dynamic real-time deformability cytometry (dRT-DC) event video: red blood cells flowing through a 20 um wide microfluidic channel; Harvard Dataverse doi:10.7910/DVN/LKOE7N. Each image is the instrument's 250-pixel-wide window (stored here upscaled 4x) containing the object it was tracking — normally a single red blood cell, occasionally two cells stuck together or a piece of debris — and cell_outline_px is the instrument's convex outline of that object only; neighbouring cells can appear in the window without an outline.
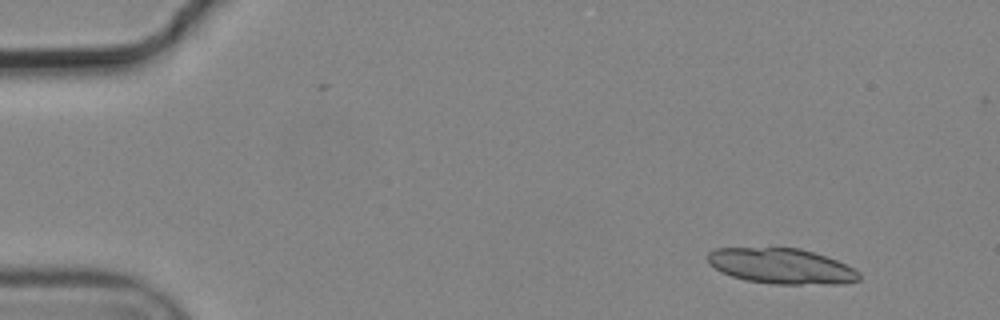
{"species": "common noctule bat (a hibernating species)", "species_latin": "Nyctalus noctula", "temperature_condition": "cold", "stored_images_in_passage": 4, "camera_frame_rate_fps": 3000, "um_per_image_px": 0.085, "animal": {"sex": "male", "body_mass_g": 19.2, "forearm_length_mm": 51.8}, "frame": {"image": 1, "passage_image": 1, "time_ms": 0.0, "image_size_px": [1000, 320], "cell_outline_px": [[860, 280], [840, 284], [772, 284], [744, 280], [732, 276], [708, 264], [708, 252], [716, 248], [800, 248], [836, 260], [860, 272]], "centroid_in_image_um": [66.42, 22.63], "position_along_channel_um": 18.6, "area_um2": 31.1}}